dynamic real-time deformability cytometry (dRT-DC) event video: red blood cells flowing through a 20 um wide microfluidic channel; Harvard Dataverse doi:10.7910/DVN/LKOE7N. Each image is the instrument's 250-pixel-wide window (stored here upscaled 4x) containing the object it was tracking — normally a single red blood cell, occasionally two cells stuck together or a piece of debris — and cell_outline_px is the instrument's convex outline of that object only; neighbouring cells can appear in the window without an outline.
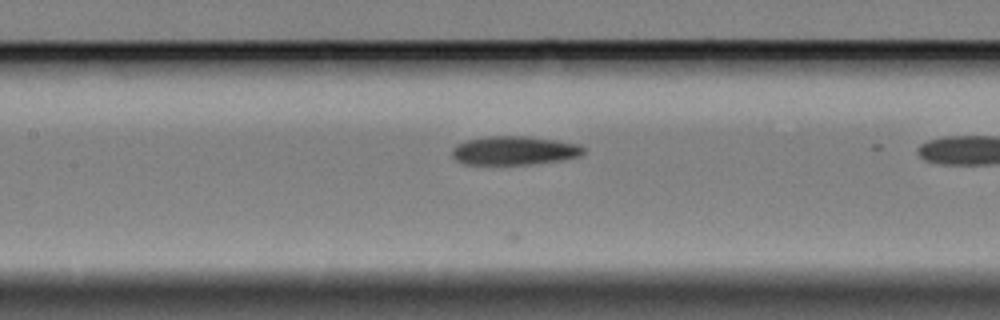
{"species": "Egyptian fruit bat (a non-hibernating species)", "species_latin": "Rousettus aegyptiacus", "temperature_condition": "cold", "stored_images_in_passage": 11, "camera_frame_rate_fps": 3000, "um_per_image_px": 0.085, "animal": {"sex": "female"}, "frame": {"image": 1, "passage_image": 10, "time_ms": 3.0, "image_size_px": [1000, 320], "cell_outline_px": [[584, 152], [580, 156], [564, 160], [532, 164], [464, 164], [456, 160], [452, 156], [452, 148], [456, 144], [468, 140], [484, 136], [528, 136], [576, 144], [584, 148]], "centroid_in_image_um": [43.68, 12.8], "position_along_channel_um": 163.7, "area_um2": 21.96}}